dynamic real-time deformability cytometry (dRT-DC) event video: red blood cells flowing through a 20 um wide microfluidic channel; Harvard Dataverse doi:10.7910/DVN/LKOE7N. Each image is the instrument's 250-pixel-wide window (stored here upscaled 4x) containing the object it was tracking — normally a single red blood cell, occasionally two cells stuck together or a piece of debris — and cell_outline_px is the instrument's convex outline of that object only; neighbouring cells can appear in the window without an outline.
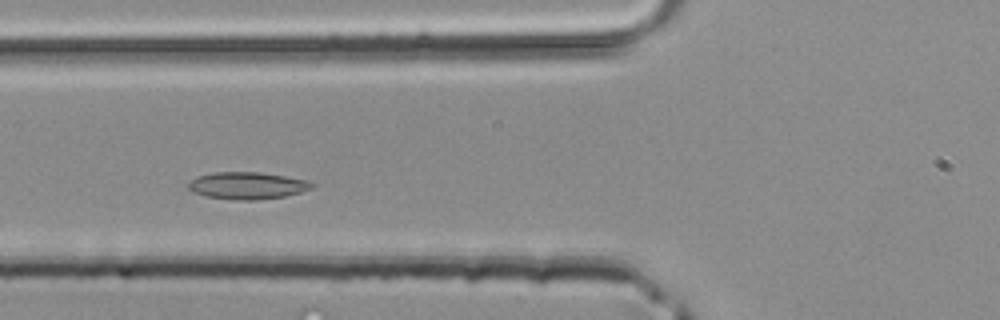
{"species": "common noctule bat (a hibernating species)", "species_latin": "Nyctalus noctula", "temperature_condition": "room temperature", "stored_images_in_passage": 28, "camera_frame_rate_fps": 3000, "um_per_image_px": 0.085, "animal": {"sex": "male", "body_mass_g": 20.4}, "frame": {"image": 1, "passage_image": 7, "time_ms": 2.0, "image_size_px": [1000, 320], "cell_outline_px": [[316, 188], [284, 196], [256, 200], [236, 200], [208, 196], [192, 192], [188, 188], [188, 184], [192, 180], [200, 176], [212, 172], [260, 172], [308, 180], [316, 184]], "centroid_in_image_um": [21.08, 15.77], "position_along_channel_um": 104.7, "area_um2": 19.48}}
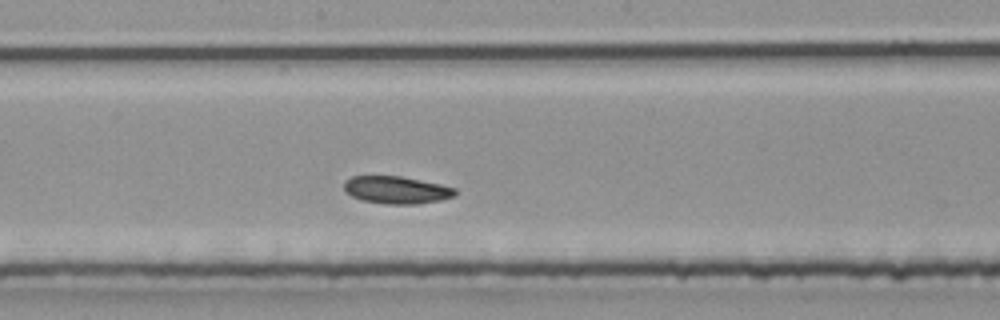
{"frame": {"image": 2, "passage_image": 14, "time_ms": 4.333, "image_size_px": [1000, 320], "cell_outline_px": [[456, 196], [440, 200], [416, 204], [384, 204], [360, 200], [344, 192], [344, 180], [352, 176], [400, 176], [440, 184], [456, 188]], "centroid_in_image_um": [33.67, 16.15], "position_along_channel_um": 214.5, "area_um2": 17.92}}
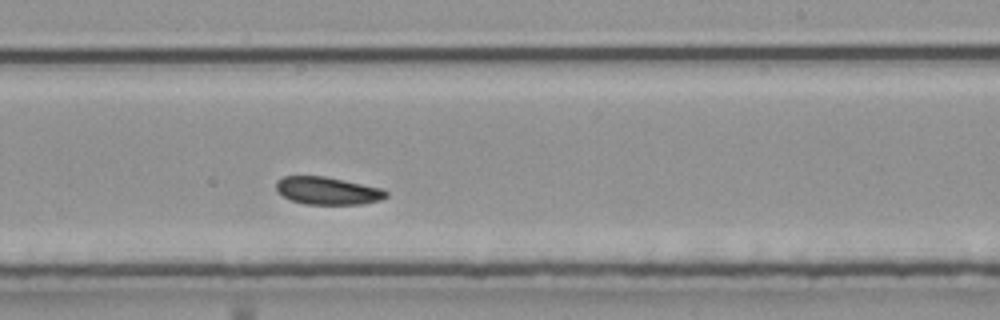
{"frame": {"image": 3, "passage_image": 17, "time_ms": 5.333, "image_size_px": [1000, 320], "cell_outline_px": [[388, 196], [380, 200], [360, 204], [304, 204], [292, 200], [276, 192], [276, 180], [284, 176], [324, 176], [380, 188], [388, 192]], "centroid_in_image_um": [27.81, 16.21], "position_along_channel_um": 261.2, "area_um2": 17.57}}